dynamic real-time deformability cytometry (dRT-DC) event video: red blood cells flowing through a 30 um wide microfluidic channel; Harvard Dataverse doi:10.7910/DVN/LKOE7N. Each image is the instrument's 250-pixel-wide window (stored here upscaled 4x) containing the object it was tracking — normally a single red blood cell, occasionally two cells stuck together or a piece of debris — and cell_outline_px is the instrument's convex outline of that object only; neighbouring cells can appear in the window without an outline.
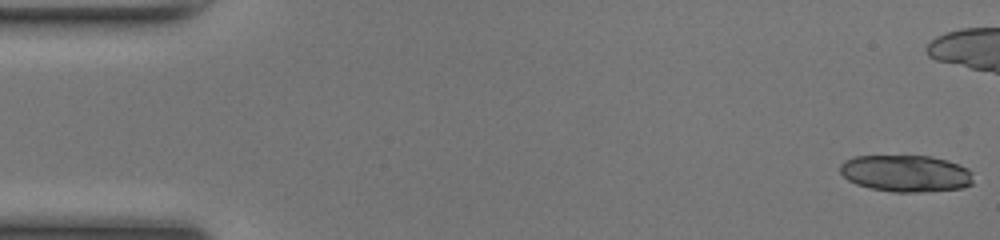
{"species": "common noctule bat (a hibernating species)", "species_latin": "Nyctalus noctula", "temperature_condition": "room temperature", "stored_images_in_passage": 21, "camera_frame_rate_fps": 3000, "um_per_image_px": 0.085, "animal": {"sex": "female", "body_mass_g": 17.0, "forearm_length_mm": 48.0}, "frame": {"image": 1, "passage_image": 1, "time_ms": 0.0, "image_size_px": [1000, 240], "cell_outline_px": [[972, 184], [960, 188], [920, 192], [892, 192], [872, 188], [856, 184], [848, 180], [840, 172], [840, 164], [844, 160], [852, 156], [932, 156], [948, 160], [968, 168], [972, 172]], "centroid_in_image_um": [76.99, 14.73], "position_along_channel_um": 8.0, "area_um2": 28.67}}